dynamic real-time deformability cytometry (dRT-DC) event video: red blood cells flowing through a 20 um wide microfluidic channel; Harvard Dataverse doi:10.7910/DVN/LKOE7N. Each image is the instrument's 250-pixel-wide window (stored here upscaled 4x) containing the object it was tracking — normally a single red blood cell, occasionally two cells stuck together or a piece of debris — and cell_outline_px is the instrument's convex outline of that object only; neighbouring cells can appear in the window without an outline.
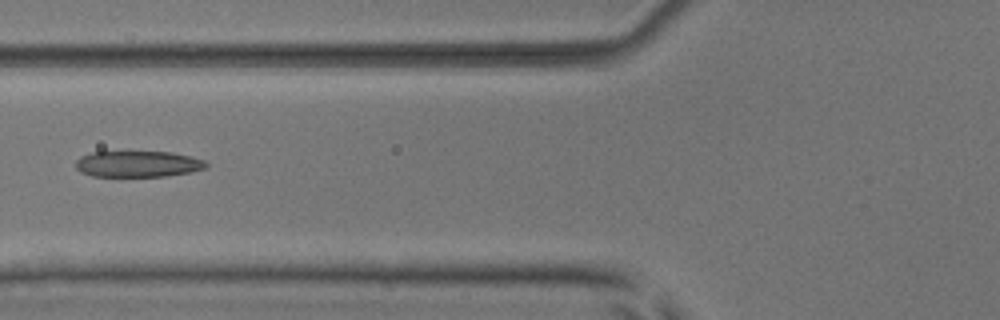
{"species": "common noctule bat (a hibernating species)", "species_latin": "Nyctalus noctula", "temperature_condition": "room temperature", "stored_images_in_passage": 3, "camera_frame_rate_fps": 3000, "um_per_image_px": 0.085, "animal": {"sex": "male", "body_mass_g": 17.9, "forearm_length_mm": 54.2}, "frame": {"image": 1, "passage_image": 2, "time_ms": 1.333, "image_size_px": [1000, 320], "cell_outline_px": [[208, 164], [204, 168], [192, 172], [164, 176], [92, 176], [80, 172], [76, 168], [76, 160], [80, 156], [92, 152], [172, 152], [192, 156], [204, 160]], "centroid_in_image_um": [11.72, 13.93], "position_along_channel_um": 114.1, "area_um2": 19.88}}
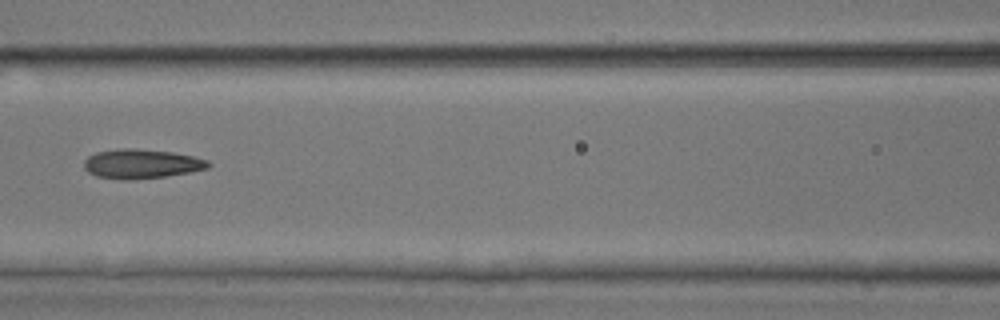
{"frame": {"image": 2, "passage_image": 3, "time_ms": 2.333, "image_size_px": [1000, 320], "cell_outline_px": [[212, 164], [208, 168], [192, 172], [164, 176], [132, 180], [120, 180], [96, 176], [88, 172], [84, 168], [84, 160], [88, 156], [96, 152], [120, 148], [136, 148], [172, 152], [192, 156], [208, 160]], "centroid_in_image_um": [12.01, 13.93], "position_along_channel_um": 154.6, "area_um2": 21.44}}